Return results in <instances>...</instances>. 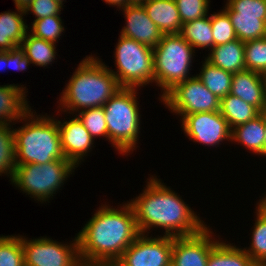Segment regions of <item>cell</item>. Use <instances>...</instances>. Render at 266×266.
I'll return each mask as SVG.
<instances>
[{
	"mask_svg": "<svg viewBox=\"0 0 266 266\" xmlns=\"http://www.w3.org/2000/svg\"><path fill=\"white\" fill-rule=\"evenodd\" d=\"M255 266H266V260L255 263Z\"/></svg>",
	"mask_w": 266,
	"mask_h": 266,
	"instance_id": "cell-47",
	"label": "cell"
},
{
	"mask_svg": "<svg viewBox=\"0 0 266 266\" xmlns=\"http://www.w3.org/2000/svg\"><path fill=\"white\" fill-rule=\"evenodd\" d=\"M160 100L171 113L181 119L188 114L220 111L221 103L194 75L175 85Z\"/></svg>",
	"mask_w": 266,
	"mask_h": 266,
	"instance_id": "cell-9",
	"label": "cell"
},
{
	"mask_svg": "<svg viewBox=\"0 0 266 266\" xmlns=\"http://www.w3.org/2000/svg\"><path fill=\"white\" fill-rule=\"evenodd\" d=\"M63 5L56 0H33L26 8L25 14L33 13L35 19H42L49 16H60Z\"/></svg>",
	"mask_w": 266,
	"mask_h": 266,
	"instance_id": "cell-37",
	"label": "cell"
},
{
	"mask_svg": "<svg viewBox=\"0 0 266 266\" xmlns=\"http://www.w3.org/2000/svg\"><path fill=\"white\" fill-rule=\"evenodd\" d=\"M230 94L265 112L263 75L248 69L233 73Z\"/></svg>",
	"mask_w": 266,
	"mask_h": 266,
	"instance_id": "cell-16",
	"label": "cell"
},
{
	"mask_svg": "<svg viewBox=\"0 0 266 266\" xmlns=\"http://www.w3.org/2000/svg\"><path fill=\"white\" fill-rule=\"evenodd\" d=\"M15 9L17 11L8 10L0 13V50L9 51L20 47L29 32V27L23 19L25 11Z\"/></svg>",
	"mask_w": 266,
	"mask_h": 266,
	"instance_id": "cell-19",
	"label": "cell"
},
{
	"mask_svg": "<svg viewBox=\"0 0 266 266\" xmlns=\"http://www.w3.org/2000/svg\"><path fill=\"white\" fill-rule=\"evenodd\" d=\"M211 27L214 46L226 44L237 39L230 17L223 9L211 14Z\"/></svg>",
	"mask_w": 266,
	"mask_h": 266,
	"instance_id": "cell-34",
	"label": "cell"
},
{
	"mask_svg": "<svg viewBox=\"0 0 266 266\" xmlns=\"http://www.w3.org/2000/svg\"><path fill=\"white\" fill-rule=\"evenodd\" d=\"M30 109L20 120L23 125L13 128L15 163L44 164L66 159L62 152L58 122L55 116L37 115ZM35 111V112H34Z\"/></svg>",
	"mask_w": 266,
	"mask_h": 266,
	"instance_id": "cell-4",
	"label": "cell"
},
{
	"mask_svg": "<svg viewBox=\"0 0 266 266\" xmlns=\"http://www.w3.org/2000/svg\"><path fill=\"white\" fill-rule=\"evenodd\" d=\"M106 4L111 5V6H117L116 8L122 9L127 5V0H104Z\"/></svg>",
	"mask_w": 266,
	"mask_h": 266,
	"instance_id": "cell-41",
	"label": "cell"
},
{
	"mask_svg": "<svg viewBox=\"0 0 266 266\" xmlns=\"http://www.w3.org/2000/svg\"><path fill=\"white\" fill-rule=\"evenodd\" d=\"M69 120H57L64 157L72 162L76 168L95 147L94 139L84 127L82 121L75 114Z\"/></svg>",
	"mask_w": 266,
	"mask_h": 266,
	"instance_id": "cell-14",
	"label": "cell"
},
{
	"mask_svg": "<svg viewBox=\"0 0 266 266\" xmlns=\"http://www.w3.org/2000/svg\"><path fill=\"white\" fill-rule=\"evenodd\" d=\"M120 10L126 19V25L121 29L120 35L155 48L164 34L148 17L143 5L128 4Z\"/></svg>",
	"mask_w": 266,
	"mask_h": 266,
	"instance_id": "cell-15",
	"label": "cell"
},
{
	"mask_svg": "<svg viewBox=\"0 0 266 266\" xmlns=\"http://www.w3.org/2000/svg\"><path fill=\"white\" fill-rule=\"evenodd\" d=\"M263 84H264V100H265V112H266V74H263Z\"/></svg>",
	"mask_w": 266,
	"mask_h": 266,
	"instance_id": "cell-45",
	"label": "cell"
},
{
	"mask_svg": "<svg viewBox=\"0 0 266 266\" xmlns=\"http://www.w3.org/2000/svg\"><path fill=\"white\" fill-rule=\"evenodd\" d=\"M119 206L101 204L75 235L81 263H116L140 235L130 203Z\"/></svg>",
	"mask_w": 266,
	"mask_h": 266,
	"instance_id": "cell-1",
	"label": "cell"
},
{
	"mask_svg": "<svg viewBox=\"0 0 266 266\" xmlns=\"http://www.w3.org/2000/svg\"><path fill=\"white\" fill-rule=\"evenodd\" d=\"M225 12L261 15L266 22V0H227L223 8Z\"/></svg>",
	"mask_w": 266,
	"mask_h": 266,
	"instance_id": "cell-36",
	"label": "cell"
},
{
	"mask_svg": "<svg viewBox=\"0 0 266 266\" xmlns=\"http://www.w3.org/2000/svg\"><path fill=\"white\" fill-rule=\"evenodd\" d=\"M220 112L227 120L231 130L254 119L261 113L255 106L231 94H227L221 99Z\"/></svg>",
	"mask_w": 266,
	"mask_h": 266,
	"instance_id": "cell-22",
	"label": "cell"
},
{
	"mask_svg": "<svg viewBox=\"0 0 266 266\" xmlns=\"http://www.w3.org/2000/svg\"><path fill=\"white\" fill-rule=\"evenodd\" d=\"M256 220L251 234L250 247L243 248L254 263L266 260V218L260 215L257 211Z\"/></svg>",
	"mask_w": 266,
	"mask_h": 266,
	"instance_id": "cell-31",
	"label": "cell"
},
{
	"mask_svg": "<svg viewBox=\"0 0 266 266\" xmlns=\"http://www.w3.org/2000/svg\"><path fill=\"white\" fill-rule=\"evenodd\" d=\"M80 266H118L116 263H81Z\"/></svg>",
	"mask_w": 266,
	"mask_h": 266,
	"instance_id": "cell-43",
	"label": "cell"
},
{
	"mask_svg": "<svg viewBox=\"0 0 266 266\" xmlns=\"http://www.w3.org/2000/svg\"><path fill=\"white\" fill-rule=\"evenodd\" d=\"M249 254L233 243L220 242L210 251L207 266H253Z\"/></svg>",
	"mask_w": 266,
	"mask_h": 266,
	"instance_id": "cell-24",
	"label": "cell"
},
{
	"mask_svg": "<svg viewBox=\"0 0 266 266\" xmlns=\"http://www.w3.org/2000/svg\"><path fill=\"white\" fill-rule=\"evenodd\" d=\"M8 69L7 51L0 50V72Z\"/></svg>",
	"mask_w": 266,
	"mask_h": 266,
	"instance_id": "cell-40",
	"label": "cell"
},
{
	"mask_svg": "<svg viewBox=\"0 0 266 266\" xmlns=\"http://www.w3.org/2000/svg\"><path fill=\"white\" fill-rule=\"evenodd\" d=\"M75 167L67 159L53 160L44 164L16 165L11 184L37 202L49 203L69 176L74 174Z\"/></svg>",
	"mask_w": 266,
	"mask_h": 266,
	"instance_id": "cell-7",
	"label": "cell"
},
{
	"mask_svg": "<svg viewBox=\"0 0 266 266\" xmlns=\"http://www.w3.org/2000/svg\"><path fill=\"white\" fill-rule=\"evenodd\" d=\"M56 44L34 37L29 32L25 35L20 48L35 66L46 67L52 65L56 58Z\"/></svg>",
	"mask_w": 266,
	"mask_h": 266,
	"instance_id": "cell-26",
	"label": "cell"
},
{
	"mask_svg": "<svg viewBox=\"0 0 266 266\" xmlns=\"http://www.w3.org/2000/svg\"><path fill=\"white\" fill-rule=\"evenodd\" d=\"M264 156L266 157V112H265V140H264Z\"/></svg>",
	"mask_w": 266,
	"mask_h": 266,
	"instance_id": "cell-46",
	"label": "cell"
},
{
	"mask_svg": "<svg viewBox=\"0 0 266 266\" xmlns=\"http://www.w3.org/2000/svg\"><path fill=\"white\" fill-rule=\"evenodd\" d=\"M161 181L152 175L143 192L128 201L134 210L139 233L149 235L152 228L164 229L163 235L172 237L199 233L207 224Z\"/></svg>",
	"mask_w": 266,
	"mask_h": 266,
	"instance_id": "cell-2",
	"label": "cell"
},
{
	"mask_svg": "<svg viewBox=\"0 0 266 266\" xmlns=\"http://www.w3.org/2000/svg\"><path fill=\"white\" fill-rule=\"evenodd\" d=\"M189 140L208 147H219L224 140L231 142L232 130L220 111L188 114L180 119Z\"/></svg>",
	"mask_w": 266,
	"mask_h": 266,
	"instance_id": "cell-12",
	"label": "cell"
},
{
	"mask_svg": "<svg viewBox=\"0 0 266 266\" xmlns=\"http://www.w3.org/2000/svg\"><path fill=\"white\" fill-rule=\"evenodd\" d=\"M26 90L18 83L0 85V124L15 125L31 109Z\"/></svg>",
	"mask_w": 266,
	"mask_h": 266,
	"instance_id": "cell-17",
	"label": "cell"
},
{
	"mask_svg": "<svg viewBox=\"0 0 266 266\" xmlns=\"http://www.w3.org/2000/svg\"><path fill=\"white\" fill-rule=\"evenodd\" d=\"M142 5L164 35L180 33L182 21L175 0H147Z\"/></svg>",
	"mask_w": 266,
	"mask_h": 266,
	"instance_id": "cell-18",
	"label": "cell"
},
{
	"mask_svg": "<svg viewBox=\"0 0 266 266\" xmlns=\"http://www.w3.org/2000/svg\"><path fill=\"white\" fill-rule=\"evenodd\" d=\"M265 112L232 129L231 143L243 145L253 154L264 156Z\"/></svg>",
	"mask_w": 266,
	"mask_h": 266,
	"instance_id": "cell-21",
	"label": "cell"
},
{
	"mask_svg": "<svg viewBox=\"0 0 266 266\" xmlns=\"http://www.w3.org/2000/svg\"><path fill=\"white\" fill-rule=\"evenodd\" d=\"M7 62L8 67L16 71H26L27 67L32 64L20 47L7 51Z\"/></svg>",
	"mask_w": 266,
	"mask_h": 266,
	"instance_id": "cell-38",
	"label": "cell"
},
{
	"mask_svg": "<svg viewBox=\"0 0 266 266\" xmlns=\"http://www.w3.org/2000/svg\"><path fill=\"white\" fill-rule=\"evenodd\" d=\"M245 68L266 74V37L244 42Z\"/></svg>",
	"mask_w": 266,
	"mask_h": 266,
	"instance_id": "cell-32",
	"label": "cell"
},
{
	"mask_svg": "<svg viewBox=\"0 0 266 266\" xmlns=\"http://www.w3.org/2000/svg\"><path fill=\"white\" fill-rule=\"evenodd\" d=\"M210 229L206 226L195 235L173 237L171 265L207 266L210 251L220 242Z\"/></svg>",
	"mask_w": 266,
	"mask_h": 266,
	"instance_id": "cell-13",
	"label": "cell"
},
{
	"mask_svg": "<svg viewBox=\"0 0 266 266\" xmlns=\"http://www.w3.org/2000/svg\"><path fill=\"white\" fill-rule=\"evenodd\" d=\"M202 62L201 71L195 76L220 100L230 94L233 73L212 65L206 59Z\"/></svg>",
	"mask_w": 266,
	"mask_h": 266,
	"instance_id": "cell-25",
	"label": "cell"
},
{
	"mask_svg": "<svg viewBox=\"0 0 266 266\" xmlns=\"http://www.w3.org/2000/svg\"><path fill=\"white\" fill-rule=\"evenodd\" d=\"M194 49H207L214 47V39L211 27V14L185 22L179 33Z\"/></svg>",
	"mask_w": 266,
	"mask_h": 266,
	"instance_id": "cell-23",
	"label": "cell"
},
{
	"mask_svg": "<svg viewBox=\"0 0 266 266\" xmlns=\"http://www.w3.org/2000/svg\"><path fill=\"white\" fill-rule=\"evenodd\" d=\"M0 266H25L22 235L0 236Z\"/></svg>",
	"mask_w": 266,
	"mask_h": 266,
	"instance_id": "cell-29",
	"label": "cell"
},
{
	"mask_svg": "<svg viewBox=\"0 0 266 266\" xmlns=\"http://www.w3.org/2000/svg\"><path fill=\"white\" fill-rule=\"evenodd\" d=\"M195 49L180 35H163L153 48L155 84L160 87L161 99L175 85L192 78ZM191 76V77H190Z\"/></svg>",
	"mask_w": 266,
	"mask_h": 266,
	"instance_id": "cell-6",
	"label": "cell"
},
{
	"mask_svg": "<svg viewBox=\"0 0 266 266\" xmlns=\"http://www.w3.org/2000/svg\"><path fill=\"white\" fill-rule=\"evenodd\" d=\"M60 16H49L34 20L28 29L34 37L44 39L52 43H58L65 28Z\"/></svg>",
	"mask_w": 266,
	"mask_h": 266,
	"instance_id": "cell-30",
	"label": "cell"
},
{
	"mask_svg": "<svg viewBox=\"0 0 266 266\" xmlns=\"http://www.w3.org/2000/svg\"><path fill=\"white\" fill-rule=\"evenodd\" d=\"M210 2V0H175L182 24L209 15Z\"/></svg>",
	"mask_w": 266,
	"mask_h": 266,
	"instance_id": "cell-35",
	"label": "cell"
},
{
	"mask_svg": "<svg viewBox=\"0 0 266 266\" xmlns=\"http://www.w3.org/2000/svg\"><path fill=\"white\" fill-rule=\"evenodd\" d=\"M56 1H58L59 3H61L62 5H64V0H56Z\"/></svg>",
	"mask_w": 266,
	"mask_h": 266,
	"instance_id": "cell-48",
	"label": "cell"
},
{
	"mask_svg": "<svg viewBox=\"0 0 266 266\" xmlns=\"http://www.w3.org/2000/svg\"><path fill=\"white\" fill-rule=\"evenodd\" d=\"M256 205L255 211L266 218V194L259 199V202H257Z\"/></svg>",
	"mask_w": 266,
	"mask_h": 266,
	"instance_id": "cell-39",
	"label": "cell"
},
{
	"mask_svg": "<svg viewBox=\"0 0 266 266\" xmlns=\"http://www.w3.org/2000/svg\"><path fill=\"white\" fill-rule=\"evenodd\" d=\"M25 266H80L78 240L67 243L52 238L22 236Z\"/></svg>",
	"mask_w": 266,
	"mask_h": 266,
	"instance_id": "cell-10",
	"label": "cell"
},
{
	"mask_svg": "<svg viewBox=\"0 0 266 266\" xmlns=\"http://www.w3.org/2000/svg\"><path fill=\"white\" fill-rule=\"evenodd\" d=\"M147 0H127V5L128 4H137V5H141L144 2H146Z\"/></svg>",
	"mask_w": 266,
	"mask_h": 266,
	"instance_id": "cell-44",
	"label": "cell"
},
{
	"mask_svg": "<svg viewBox=\"0 0 266 266\" xmlns=\"http://www.w3.org/2000/svg\"><path fill=\"white\" fill-rule=\"evenodd\" d=\"M212 65L231 73L245 70V47L239 39L214 46L205 58Z\"/></svg>",
	"mask_w": 266,
	"mask_h": 266,
	"instance_id": "cell-20",
	"label": "cell"
},
{
	"mask_svg": "<svg viewBox=\"0 0 266 266\" xmlns=\"http://www.w3.org/2000/svg\"><path fill=\"white\" fill-rule=\"evenodd\" d=\"M16 8L26 10L33 0H13Z\"/></svg>",
	"mask_w": 266,
	"mask_h": 266,
	"instance_id": "cell-42",
	"label": "cell"
},
{
	"mask_svg": "<svg viewBox=\"0 0 266 266\" xmlns=\"http://www.w3.org/2000/svg\"><path fill=\"white\" fill-rule=\"evenodd\" d=\"M110 69L122 88H140L155 82L153 48L119 35Z\"/></svg>",
	"mask_w": 266,
	"mask_h": 266,
	"instance_id": "cell-8",
	"label": "cell"
},
{
	"mask_svg": "<svg viewBox=\"0 0 266 266\" xmlns=\"http://www.w3.org/2000/svg\"><path fill=\"white\" fill-rule=\"evenodd\" d=\"M137 91V88H121L103 105L108 140L119 154L126 156L138 147L141 114Z\"/></svg>",
	"mask_w": 266,
	"mask_h": 266,
	"instance_id": "cell-5",
	"label": "cell"
},
{
	"mask_svg": "<svg viewBox=\"0 0 266 266\" xmlns=\"http://www.w3.org/2000/svg\"><path fill=\"white\" fill-rule=\"evenodd\" d=\"M15 145L13 127L9 124H0V176L7 175L13 179L15 173Z\"/></svg>",
	"mask_w": 266,
	"mask_h": 266,
	"instance_id": "cell-28",
	"label": "cell"
},
{
	"mask_svg": "<svg viewBox=\"0 0 266 266\" xmlns=\"http://www.w3.org/2000/svg\"><path fill=\"white\" fill-rule=\"evenodd\" d=\"M226 13L230 17L237 39L247 42L266 37V22L261 20V15Z\"/></svg>",
	"mask_w": 266,
	"mask_h": 266,
	"instance_id": "cell-27",
	"label": "cell"
},
{
	"mask_svg": "<svg viewBox=\"0 0 266 266\" xmlns=\"http://www.w3.org/2000/svg\"><path fill=\"white\" fill-rule=\"evenodd\" d=\"M76 115L94 140L96 137L102 136L108 141V129L103 107L83 109Z\"/></svg>",
	"mask_w": 266,
	"mask_h": 266,
	"instance_id": "cell-33",
	"label": "cell"
},
{
	"mask_svg": "<svg viewBox=\"0 0 266 266\" xmlns=\"http://www.w3.org/2000/svg\"><path fill=\"white\" fill-rule=\"evenodd\" d=\"M172 248V236L152 237L151 235L149 237L146 234H140L126 248L116 264L118 266H170Z\"/></svg>",
	"mask_w": 266,
	"mask_h": 266,
	"instance_id": "cell-11",
	"label": "cell"
},
{
	"mask_svg": "<svg viewBox=\"0 0 266 266\" xmlns=\"http://www.w3.org/2000/svg\"><path fill=\"white\" fill-rule=\"evenodd\" d=\"M95 56L88 55L78 64L59 95V112L73 116L83 109L103 107L121 90L109 66Z\"/></svg>",
	"mask_w": 266,
	"mask_h": 266,
	"instance_id": "cell-3",
	"label": "cell"
}]
</instances>
